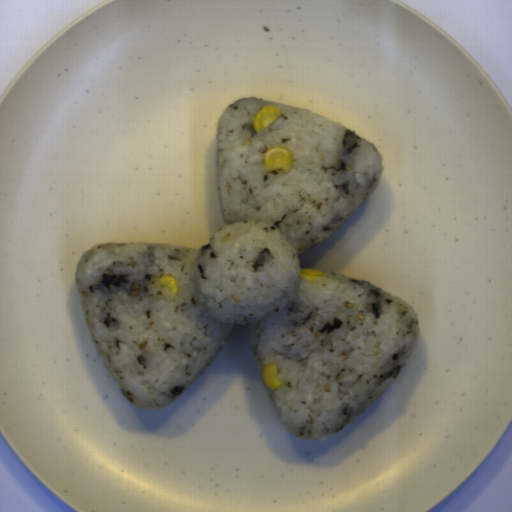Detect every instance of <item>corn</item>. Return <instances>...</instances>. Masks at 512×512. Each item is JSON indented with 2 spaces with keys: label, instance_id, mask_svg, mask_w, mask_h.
Returning <instances> with one entry per match:
<instances>
[{
  "label": "corn",
  "instance_id": "corn-2",
  "mask_svg": "<svg viewBox=\"0 0 512 512\" xmlns=\"http://www.w3.org/2000/svg\"><path fill=\"white\" fill-rule=\"evenodd\" d=\"M283 115V112L273 104H266L255 115L252 125L256 133H260Z\"/></svg>",
  "mask_w": 512,
  "mask_h": 512
},
{
  "label": "corn",
  "instance_id": "corn-3",
  "mask_svg": "<svg viewBox=\"0 0 512 512\" xmlns=\"http://www.w3.org/2000/svg\"><path fill=\"white\" fill-rule=\"evenodd\" d=\"M260 373L267 390H279L281 388V382L278 379L279 365L277 363L268 365Z\"/></svg>",
  "mask_w": 512,
  "mask_h": 512
},
{
  "label": "corn",
  "instance_id": "corn-1",
  "mask_svg": "<svg viewBox=\"0 0 512 512\" xmlns=\"http://www.w3.org/2000/svg\"><path fill=\"white\" fill-rule=\"evenodd\" d=\"M264 163L266 172H290L294 164L293 153L285 147H273L264 154Z\"/></svg>",
  "mask_w": 512,
  "mask_h": 512
},
{
  "label": "corn",
  "instance_id": "corn-5",
  "mask_svg": "<svg viewBox=\"0 0 512 512\" xmlns=\"http://www.w3.org/2000/svg\"><path fill=\"white\" fill-rule=\"evenodd\" d=\"M324 274L320 269L314 268H300V277H304L310 282Z\"/></svg>",
  "mask_w": 512,
  "mask_h": 512
},
{
  "label": "corn",
  "instance_id": "corn-4",
  "mask_svg": "<svg viewBox=\"0 0 512 512\" xmlns=\"http://www.w3.org/2000/svg\"><path fill=\"white\" fill-rule=\"evenodd\" d=\"M159 287L167 289L172 296L177 295L179 285L177 279L173 275L162 274L158 278Z\"/></svg>",
  "mask_w": 512,
  "mask_h": 512
}]
</instances>
